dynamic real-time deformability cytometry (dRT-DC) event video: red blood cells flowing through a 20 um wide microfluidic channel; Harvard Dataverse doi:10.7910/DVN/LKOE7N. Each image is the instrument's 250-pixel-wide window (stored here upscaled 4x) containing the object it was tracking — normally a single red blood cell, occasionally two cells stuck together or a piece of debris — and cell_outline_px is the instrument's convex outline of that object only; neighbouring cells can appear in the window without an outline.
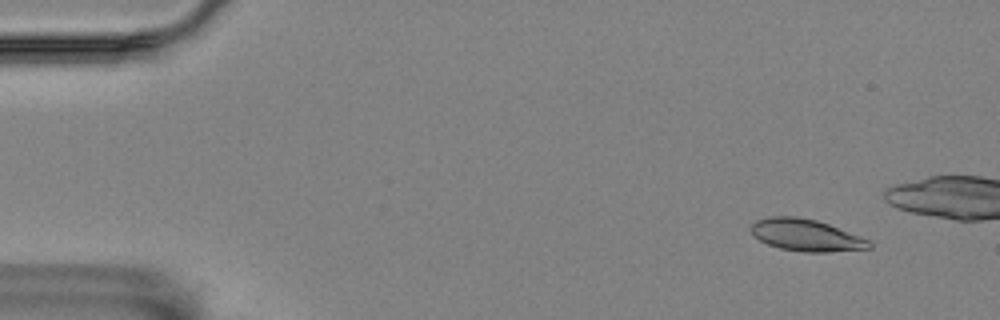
{"species": "Egyptian fruit bat (a non-hibernating species)", "species_latin": "Rousettus aegyptiacus", "temperature_condition": "room temperature", "stored_images_in_passage": 5, "camera_frame_rate_fps": 3000, "um_per_image_px": 0.085, "animal": {"sex": "female"}, "frame": {"image": 1, "passage_image": 1, "time_ms": 0.0, "image_size_px": [1000, 320], "cell_outline_px": [[872, 248], [828, 252], [804, 252], [780, 248], [768, 244], [760, 240], [752, 232], [752, 224], [756, 220], [768, 216], [796, 216], [816, 220], [828, 224], [872, 240]], "centroid_in_image_um": [68.56, 19.99], "position_along_channel_um": 16.4, "area_um2": 21.96}}